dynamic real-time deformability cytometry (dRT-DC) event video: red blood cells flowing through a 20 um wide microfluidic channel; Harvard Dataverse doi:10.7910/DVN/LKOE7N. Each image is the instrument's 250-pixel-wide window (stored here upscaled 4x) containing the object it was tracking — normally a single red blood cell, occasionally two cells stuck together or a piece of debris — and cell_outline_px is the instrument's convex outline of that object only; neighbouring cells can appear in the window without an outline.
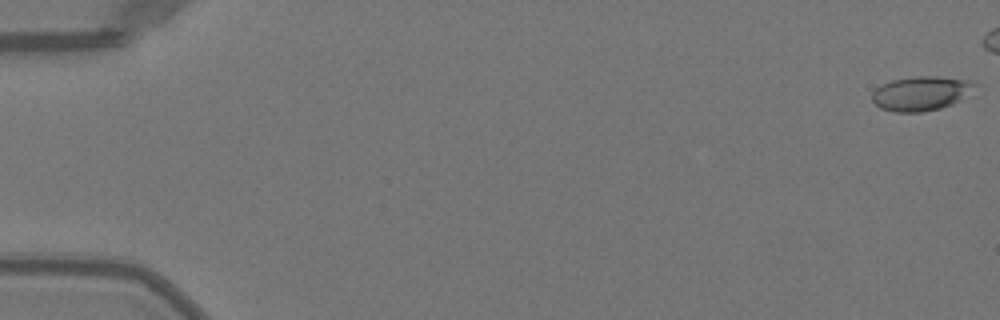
{"species": "Egyptian fruit bat (a non-hibernating species)", "species_latin": "Rousettus aegyptiacus", "temperature_condition": "warm", "stored_images_in_passage": 43, "camera_frame_rate_fps": 3000, "um_per_image_px": 0.085, "animal": {"sex": "female"}, "frame": {"image": 1, "passage_image": 1, "time_ms": 0.0, "image_size_px": [1000, 320], "cell_outline_px": [[976, 84], [960, 100], [952, 104], [940, 108], [920, 112], [892, 112], [880, 108], [872, 100], [872, 92], [876, 88], [892, 80], [916, 76], [936, 76], [968, 80]], "centroid_in_image_um": [78.23, 7.94], "position_along_channel_um": 6.8, "area_um2": 20.23}}
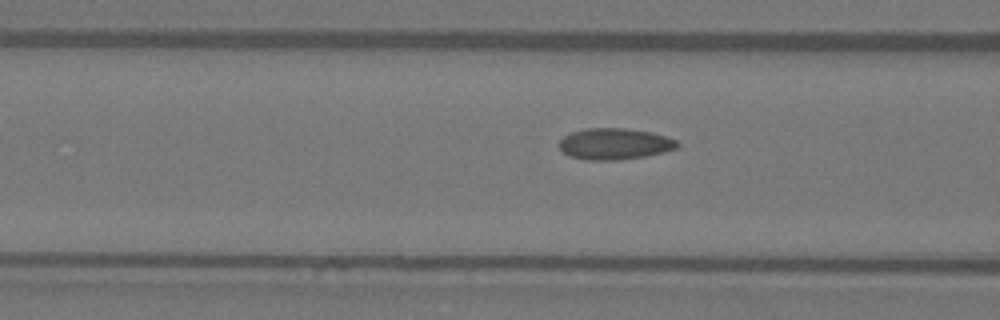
{"frame": {"image": 2, "passage_image": 21, "time_ms": 6.667, "image_size_px": [1000, 320], "cell_outline_px": [[680, 144], [676, 148], [664, 152], [644, 156], [620, 160], [584, 160], [568, 156], [560, 148], [560, 140], [564, 136], [572, 132], [584, 128], [624, 128], [652, 132], [676, 140]], "centroid_in_image_um": [52.23, 12.23], "position_along_channel_um": 114.4, "area_um2": 21.56}}
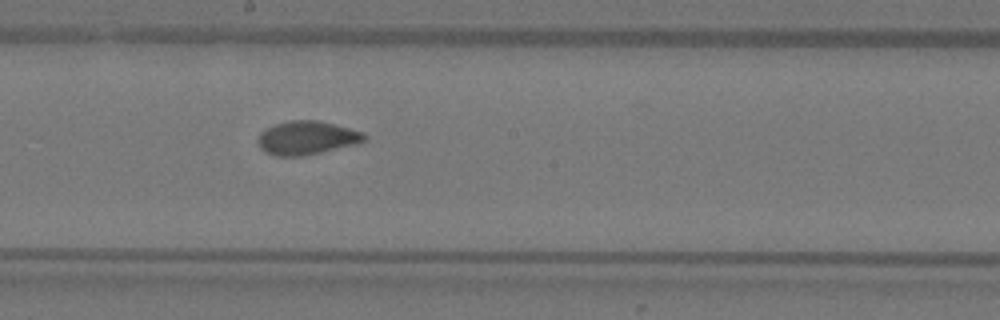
{"frame": {"image": 3, "passage_image": 29, "time_ms": 9.333, "image_size_px": [1000, 320], "cell_outline_px": [[368, 136], [364, 140], [356, 144], [304, 156], [276, 156], [264, 152], [260, 148], [260, 132], [264, 128], [288, 120], [320, 120], [364, 132]], "centroid_in_image_um": [26.09, 11.71], "position_along_channel_um": 222.1, "area_um2": 20.87}}